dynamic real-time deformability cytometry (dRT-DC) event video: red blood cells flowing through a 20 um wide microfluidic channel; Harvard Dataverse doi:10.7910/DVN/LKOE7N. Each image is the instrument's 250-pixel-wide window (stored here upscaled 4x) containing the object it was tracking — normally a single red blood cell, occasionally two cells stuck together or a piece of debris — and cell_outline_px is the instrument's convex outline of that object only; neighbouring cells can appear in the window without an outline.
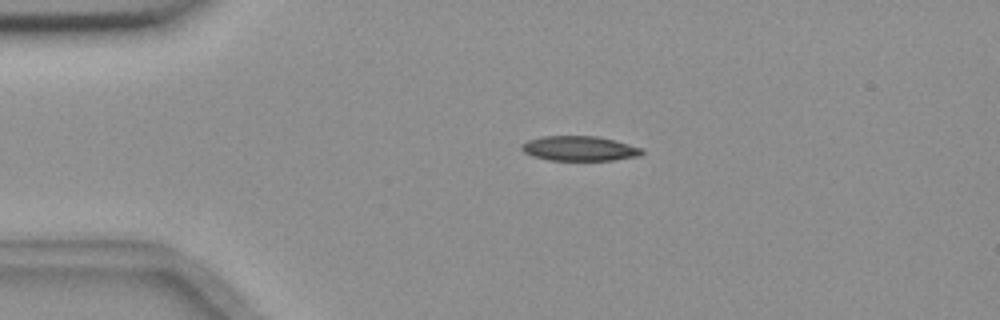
{"species": "common noctule bat (a hibernating species)", "species_latin": "Nyctalus noctula", "temperature_condition": "room temperature", "stored_images_in_passage": 44, "camera_frame_rate_fps": 3000, "um_per_image_px": 0.085, "animal": {"sex": "female", "body_mass_g": 18.4}, "frame": {"image": 1, "passage_image": 1, "time_ms": 0.0, "image_size_px": [1000, 320], "cell_outline_px": [[644, 152], [640, 156], [612, 160], [548, 160], [532, 156], [524, 152], [520, 148], [520, 144], [528, 140], [540, 136], [596, 136], [616, 140], [644, 148]], "centroid_in_image_um": [49.26, 12.61], "position_along_channel_um": 35.7, "area_um2": 17.63}}
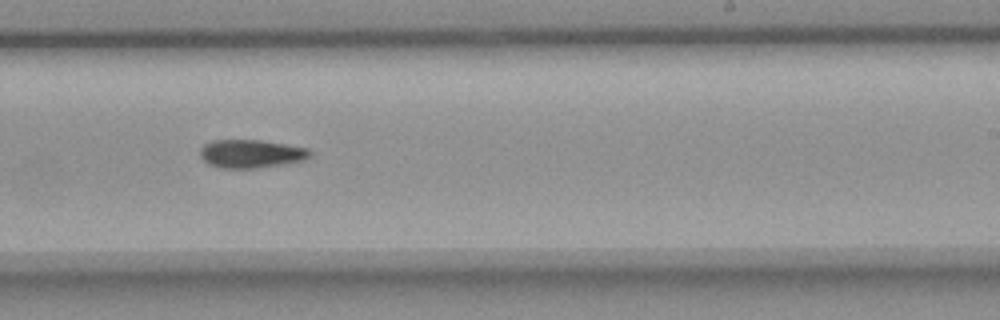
{"frame": {"image": 2, "passage_image": 23, "time_ms": 7.333, "image_size_px": [1000, 320], "cell_outline_px": [[312, 156], [304, 160], [256, 168], [220, 168], [208, 164], [200, 156], [200, 148], [204, 144], [212, 140], [264, 140], [308, 148], [312, 152]], "centroid_in_image_um": [21.34, 13.06], "position_along_channel_um": 267.7, "area_um2": 18.21}}
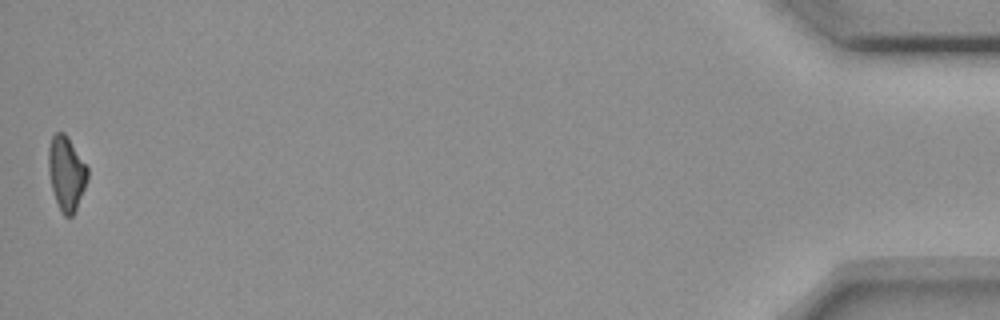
{"frame": {"image": 3, "passage_image": 44, "time_ms": 14.333, "image_size_px": [1000, 320], "cell_outline_px": [[88, 180], [76, 208], [72, 216], [64, 216], [56, 200], [52, 188], [48, 168], [48, 148], [52, 136], [56, 132], [64, 132], [68, 136], [88, 168]], "centroid_in_image_um": [5.64, 14.69], "position_along_channel_um": 429.6, "area_um2": 16.76}}